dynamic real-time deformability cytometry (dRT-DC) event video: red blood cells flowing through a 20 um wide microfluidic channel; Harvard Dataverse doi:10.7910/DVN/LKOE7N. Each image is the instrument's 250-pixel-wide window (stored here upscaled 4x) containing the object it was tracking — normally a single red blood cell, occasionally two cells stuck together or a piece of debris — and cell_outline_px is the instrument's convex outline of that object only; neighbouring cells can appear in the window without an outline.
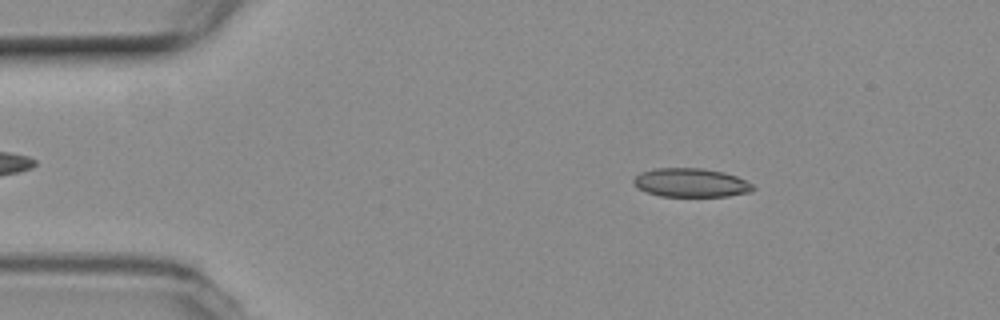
{"species": "common noctule bat (a hibernating species)", "species_latin": "Nyctalus noctula", "temperature_condition": "room temperature", "stored_images_in_passage": 55, "camera_frame_rate_fps": 3000, "um_per_image_px": 0.085, "animal": {"sex": "female", "body_mass_g": 19.3, "forearm_length_mm": 54.1}, "frame": {"image": 1, "passage_image": 8, "time_ms": 2.333, "image_size_px": [1000, 320], "cell_outline_px": [[756, 188], [752, 192], [728, 196], [660, 196], [648, 192], [640, 188], [632, 180], [640, 172], [652, 168], [704, 168], [724, 172], [736, 176], [752, 184]], "centroid_in_image_um": [58.76, 15.52], "position_along_channel_um": 26.2, "area_um2": 20.0}}
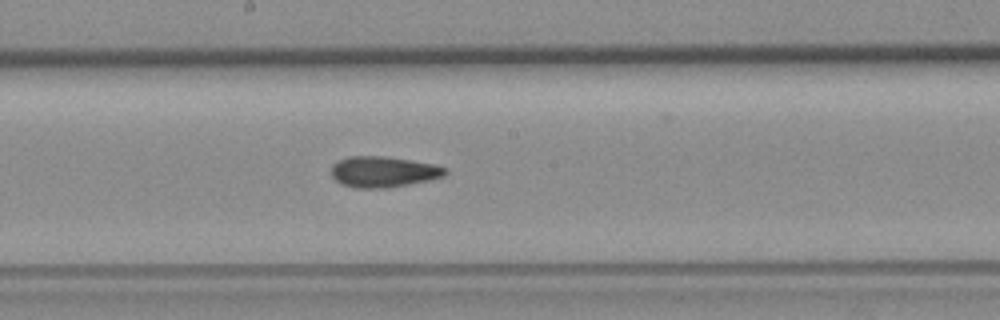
{"frame": {"image": 2, "passage_image": 28, "time_ms": 9.0, "image_size_px": [1000, 320], "cell_outline_px": [[448, 172], [444, 176], [428, 180], [388, 188], [356, 188], [340, 184], [332, 176], [332, 164], [348, 156], [384, 156], [436, 164], [448, 168]], "centroid_in_image_um": [32.6, 14.6], "position_along_channel_um": 215.6, "area_um2": 20.58}}
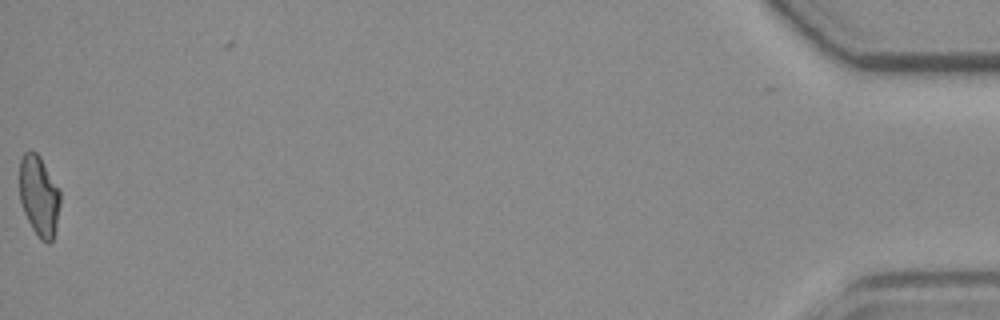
{"frame": {"image": 3, "passage_image": 54, "time_ms": 17.667, "image_size_px": [1000, 320], "cell_outline_px": [[60, 204], [56, 228], [52, 240], [48, 244], [40, 240], [32, 228], [24, 212], [20, 200], [20, 160], [24, 152], [36, 152], [40, 156], [60, 188]], "centroid_in_image_um": [3.34, 16.66], "position_along_channel_um": 431.9, "area_um2": 19.19}, "authors_computed_cell_mechanics": {"area_um2": 19.9988, "velocity_mm_per_s": 3.7428, "shape_relaxation_time_tau1_ms": null, "shape_relaxation_time_tau2_ms": 2.1341, "deformation_change_tau1": null, "deformation_change_tau2": 0.082}}